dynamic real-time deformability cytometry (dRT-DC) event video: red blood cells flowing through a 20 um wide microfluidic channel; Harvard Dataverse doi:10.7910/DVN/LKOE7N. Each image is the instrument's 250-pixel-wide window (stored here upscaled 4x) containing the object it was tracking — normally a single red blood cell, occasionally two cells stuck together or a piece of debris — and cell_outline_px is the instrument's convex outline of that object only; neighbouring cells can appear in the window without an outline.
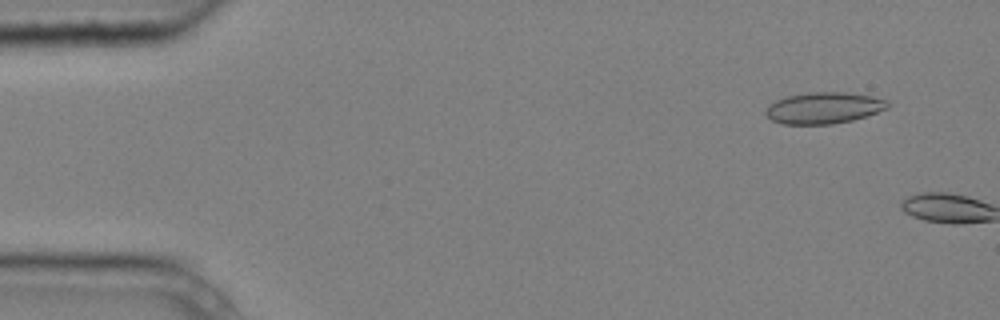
{"species": "common noctule bat (a hibernating species)", "species_latin": "Nyctalus noctula", "temperature_condition": "cold", "stored_images_in_passage": 3, "camera_frame_rate_fps": 3000, "um_per_image_px": 0.085, "animal": {"sex": "male", "body_mass_g": 20.4}, "frame": {"image": 1, "passage_image": 2, "time_ms": 0.333, "image_size_px": [1000, 320], "cell_outline_px": [[888, 108], [868, 116], [852, 120], [832, 124], [780, 124], [772, 120], [764, 112], [764, 108], [768, 104], [776, 100], [788, 96], [808, 92], [844, 92], [872, 96], [888, 100]], "centroid_in_image_um": [70.01, 9.17], "position_along_channel_um": 15.0, "area_um2": 22.48}}